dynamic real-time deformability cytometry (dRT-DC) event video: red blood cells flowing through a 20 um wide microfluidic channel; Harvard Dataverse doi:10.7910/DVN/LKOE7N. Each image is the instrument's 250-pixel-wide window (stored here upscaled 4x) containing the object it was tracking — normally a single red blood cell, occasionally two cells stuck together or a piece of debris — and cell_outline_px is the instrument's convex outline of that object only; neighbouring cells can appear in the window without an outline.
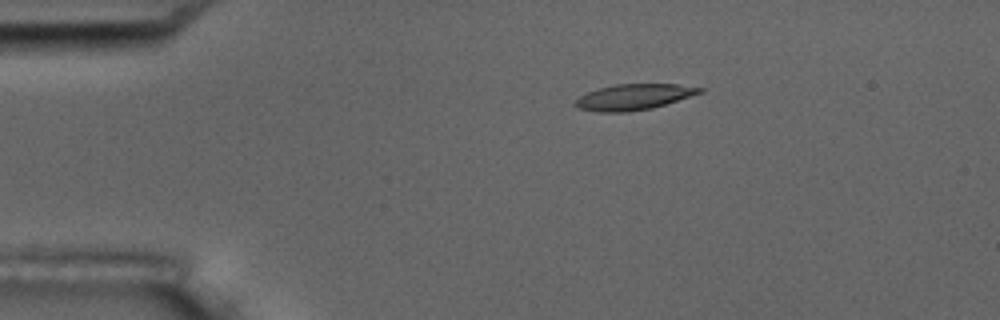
{"species": "common noctule bat (a hibernating species)", "species_latin": "Nyctalus noctula", "temperature_condition": "room temperature", "stored_images_in_passage": 15, "camera_frame_rate_fps": 3000, "um_per_image_px": 0.085, "animal": {"sex": "male", "body_mass_g": 17.5, "forearm_length_mm": 52.3}, "frame": {"image": 1, "passage_image": 3, "time_ms": 2.333, "image_size_px": [1000, 320], "cell_outline_px": [[704, 92], [652, 108], [628, 112], [600, 112], [580, 108], [572, 104], [580, 96], [588, 92], [600, 88], [616, 84], [676, 84], [704, 88]], "centroid_in_image_um": [53.89, 8.24], "position_along_channel_um": 31.1, "area_um2": 18.55}}
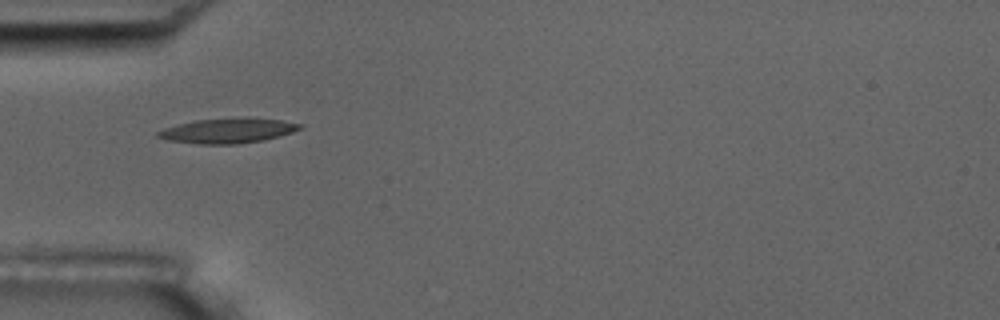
{"frame": {"image": 2, "passage_image": 5, "time_ms": 4.667, "image_size_px": [1000, 320], "cell_outline_px": [[304, 124], [300, 128], [292, 132], [264, 140], [236, 144], [196, 144], [168, 140], [156, 136], [156, 132], [164, 128], [176, 124], [196, 120], [244, 116], [248, 116], [280, 120]], "centroid_in_image_um": [19.35, 11.09], "position_along_channel_um": 65.6, "area_um2": 20.92}}
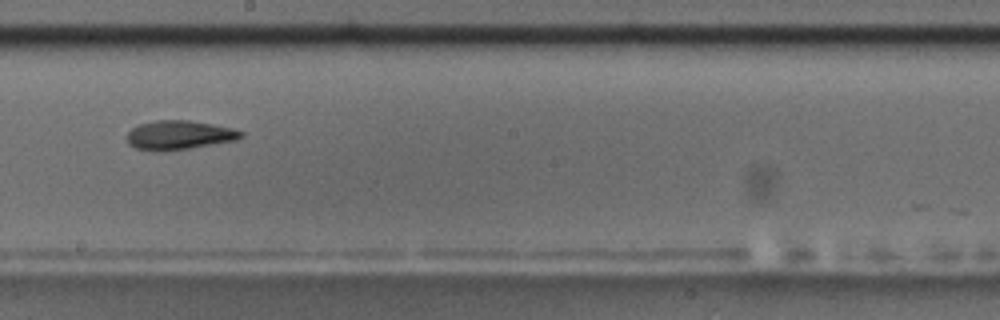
{"frame": {"image": 3, "passage_image": 9, "time_ms": 9.333, "image_size_px": [1000, 320], "cell_outline_px": [[244, 136], [236, 140], [192, 148], [164, 152], [152, 152], [136, 148], [128, 144], [128, 132], [132, 128], [140, 124], [156, 120], [188, 120], [212, 124], [232, 128], [244, 132]], "centroid_in_image_um": [15.22, 11.5], "position_along_channel_um": 233.0, "area_um2": 19.54}, "authors_computed_cell_mechanics": {"area_um2": 18.9584, "velocity_mm_per_s": 3.6003, "shape_relaxation_time_tau1_ms": 3.3918, "shape_relaxation_time_tau2_ms": null, "deformation_change_tau1": 0.133, "deformation_change_tau2": null}}